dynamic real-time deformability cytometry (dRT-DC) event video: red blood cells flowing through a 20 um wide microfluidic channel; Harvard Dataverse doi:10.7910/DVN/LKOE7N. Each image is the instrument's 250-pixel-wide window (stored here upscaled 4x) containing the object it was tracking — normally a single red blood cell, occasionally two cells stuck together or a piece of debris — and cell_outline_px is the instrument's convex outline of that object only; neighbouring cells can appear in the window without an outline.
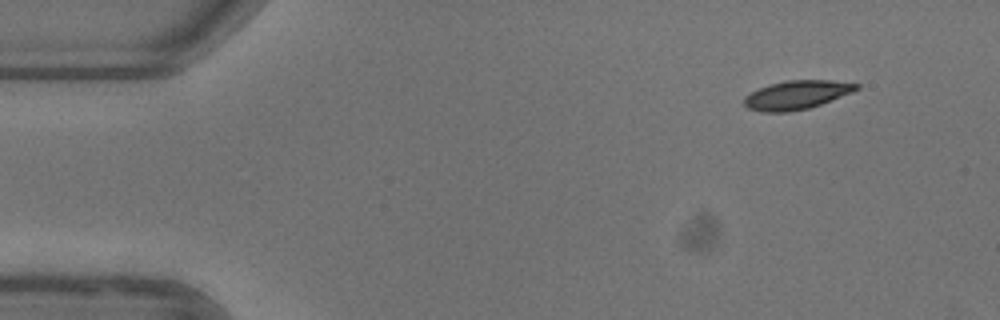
{"species": "common noctule bat (a hibernating species)", "species_latin": "Nyctalus noctula", "temperature_condition": "warm", "stored_images_in_passage": 49, "camera_frame_rate_fps": 3000, "um_per_image_px": 0.085, "animal": {"sex": "female"}, "frame": {"image": 1, "passage_image": 1, "time_ms": 0.0, "image_size_px": [1000, 320], "cell_outline_px": [[860, 88], [852, 92], [820, 104], [808, 108], [788, 112], [760, 112], [748, 108], [744, 104], [744, 96], [760, 88], [772, 84], [788, 80], [832, 80], [860, 84]], "centroid_in_image_um": [67.72, 8.07], "position_along_channel_um": 17.3, "area_um2": 18.61}}
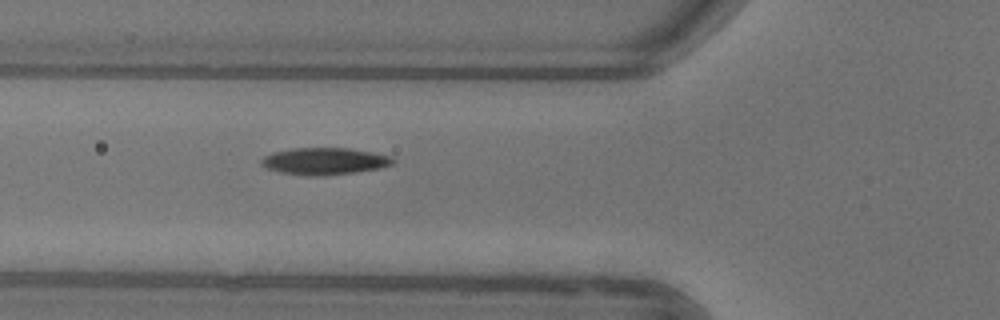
{"frame": {"image": 2, "passage_image": 15, "time_ms": 4.667, "image_size_px": [1000, 320], "cell_outline_px": [[396, 160], [392, 164], [380, 168], [352, 172], [316, 176], [308, 176], [280, 172], [268, 168], [260, 164], [260, 160], [264, 156], [272, 152], [292, 148], [348, 148], [372, 152], [392, 156]], "centroid_in_image_um": [27.57, 13.69], "position_along_channel_um": 98.2, "area_um2": 20.58}}
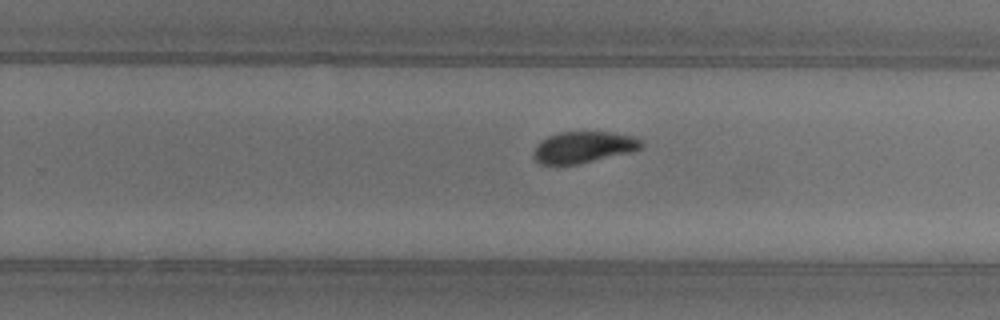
{"frame": {"image": 3, "passage_image": 29, "time_ms": 9.333, "image_size_px": [1000, 320], "cell_outline_px": [[644, 144], [640, 148], [628, 152], [576, 164], [540, 164], [532, 156], [536, 144], [540, 140], [548, 136], [560, 132], [612, 132], [632, 136], [640, 140]], "centroid_in_image_um": [49.53, 12.5], "position_along_channel_um": 280.3, "area_um2": 19.42}, "authors_computed_cell_mechanics": {"area_um2": 19.7676, "velocity_mm_per_s": 3.8923, "shape_relaxation_time_tau1_ms": 3.2567, "shape_relaxation_time_tau2_ms": 1.8978, "deformation_change_tau1": 0.1375, "deformation_change_tau2": 0.065}}